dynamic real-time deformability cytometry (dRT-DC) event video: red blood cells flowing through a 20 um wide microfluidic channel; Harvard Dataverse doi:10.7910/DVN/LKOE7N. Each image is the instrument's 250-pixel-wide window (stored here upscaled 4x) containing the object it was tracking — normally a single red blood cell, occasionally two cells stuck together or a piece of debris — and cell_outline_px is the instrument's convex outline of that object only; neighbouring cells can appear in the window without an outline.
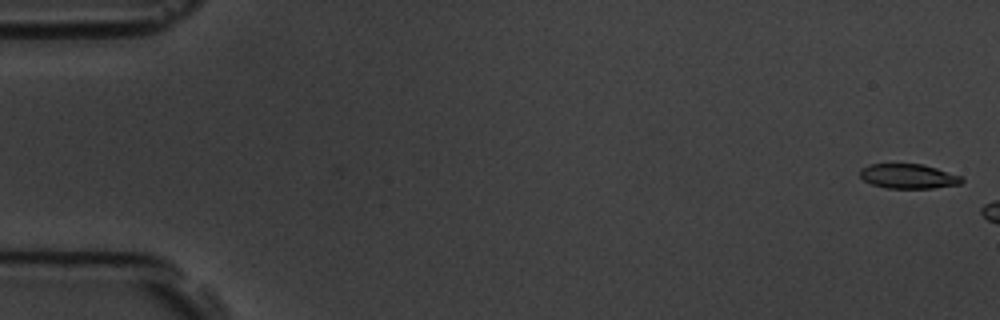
{"species": "common noctule bat (a hibernating species)", "species_latin": "Nyctalus noctula", "temperature_condition": "room temperature", "stored_images_in_passage": 2, "camera_frame_rate_fps": 3000, "um_per_image_px": 0.085, "animal": {"sex": "male", "body_mass_g": 19.5, "forearm_length_mm": 54.6}, "frame": {"image": 1, "passage_image": 1, "time_ms": 0.0, "image_size_px": [1000, 320], "cell_outline_px": [[964, 180], [960, 184], [932, 188], [888, 188], [872, 184], [864, 180], [860, 176], [860, 168], [868, 164], [920, 164], [936, 168], [960, 176]], "centroid_in_image_um": [77.18, 14.98], "position_along_channel_um": 7.8, "area_um2": 14.45}}